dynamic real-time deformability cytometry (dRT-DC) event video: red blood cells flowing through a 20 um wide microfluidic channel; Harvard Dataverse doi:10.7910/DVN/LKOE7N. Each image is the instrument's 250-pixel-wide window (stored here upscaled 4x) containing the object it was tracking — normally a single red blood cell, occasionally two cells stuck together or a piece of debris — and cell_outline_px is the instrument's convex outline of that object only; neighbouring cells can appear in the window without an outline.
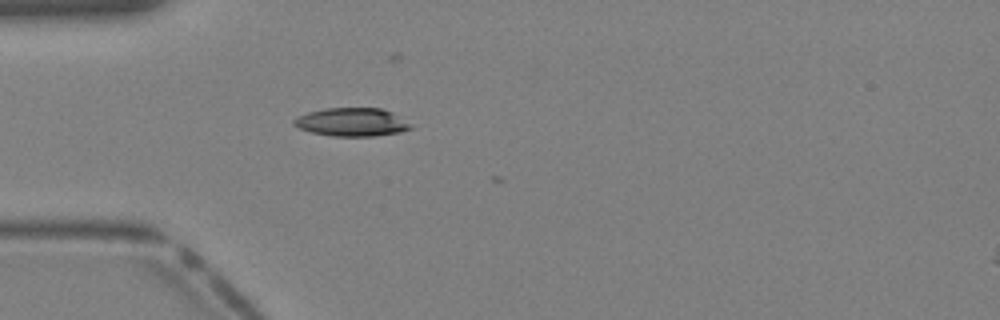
{"species": "Egyptian fruit bat (a non-hibernating species)", "species_latin": "Rousettus aegyptiacus", "temperature_condition": "warm", "stored_images_in_passage": 2, "camera_frame_rate_fps": 3000, "um_per_image_px": 0.085, "animal": {"sex": "female"}, "frame": {"image": 1, "passage_image": 1, "time_ms": 0.0, "image_size_px": [1000, 320], "cell_outline_px": [[412, 128], [400, 132], [376, 136], [332, 136], [312, 132], [300, 128], [292, 124], [292, 120], [296, 116], [308, 112], [324, 108], [380, 108], [392, 112], [412, 124]], "centroid_in_image_um": [29.9, 10.37], "position_along_channel_um": 55.1, "area_um2": 19.36}}